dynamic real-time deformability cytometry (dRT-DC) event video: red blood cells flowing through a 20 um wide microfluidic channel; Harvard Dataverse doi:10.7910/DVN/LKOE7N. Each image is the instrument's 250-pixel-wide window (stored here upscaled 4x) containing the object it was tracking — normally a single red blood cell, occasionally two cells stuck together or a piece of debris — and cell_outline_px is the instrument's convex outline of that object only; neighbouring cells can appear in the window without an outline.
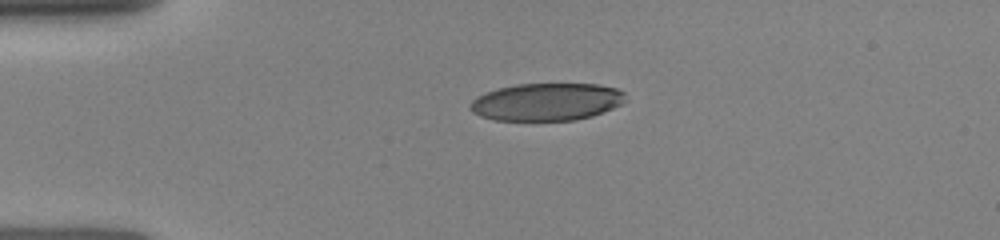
{"species": "human", "species_latin": "Homo sapiens", "temperature_condition": "room temperature", "stored_images_in_passage": 25, "camera_frame_rate_fps": 3000, "um_per_image_px": 0.085, "donor": {"sex": "female"}, "frame": {"image": 1, "passage_image": 1, "time_ms": 0.0, "image_size_px": [1000, 240], "cell_outline_px": [[624, 104], [592, 116], [576, 120], [492, 120], [480, 116], [472, 112], [468, 108], [468, 104], [476, 96], [500, 88], [516, 84], [596, 84], [616, 88], [624, 92]], "centroid_in_image_um": [46.45, 8.66], "position_along_channel_um": 38.6, "area_um2": 34.04}}
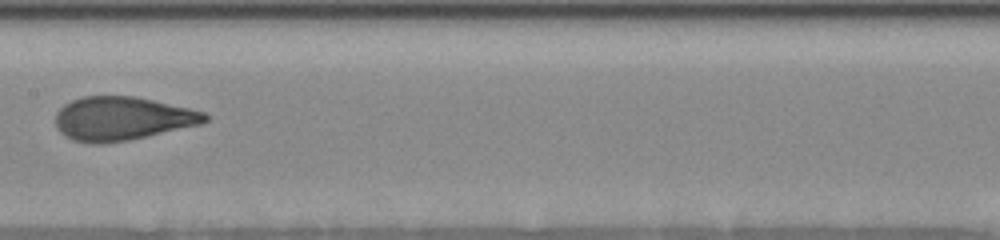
{"frame": {"image": 2, "passage_image": 10, "time_ms": 4.667, "image_size_px": [1000, 240], "cell_outline_px": [[208, 120], [204, 124], [148, 136], [128, 140], [104, 144], [92, 144], [72, 140], [64, 136], [56, 128], [56, 112], [64, 104], [80, 96], [136, 96], [188, 108], [204, 112], [208, 116]], "centroid_in_image_um": [10.37, 10.09], "position_along_channel_um": 197.0, "area_um2": 38.32}}
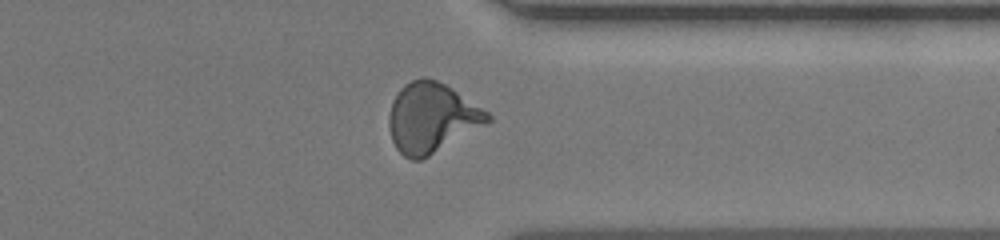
{"frame": {"image": 3, "passage_image": 20, "time_ms": 9.0, "image_size_px": [1000, 240], "cell_outline_px": [[492, 120], [428, 156], [420, 160], [412, 160], [404, 156], [396, 148], [392, 140], [388, 124], [388, 116], [392, 100], [400, 88], [404, 84], [412, 80], [424, 76], [436, 80], [452, 88], [488, 112], [492, 116]], "centroid_in_image_um": [36.65, 9.99], "position_along_channel_um": 374.8, "area_um2": 39.77}}